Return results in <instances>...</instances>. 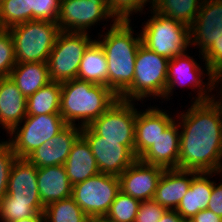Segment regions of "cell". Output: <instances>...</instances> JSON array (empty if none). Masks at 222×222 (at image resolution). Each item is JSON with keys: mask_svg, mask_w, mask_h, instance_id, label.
<instances>
[{"mask_svg": "<svg viewBox=\"0 0 222 222\" xmlns=\"http://www.w3.org/2000/svg\"><path fill=\"white\" fill-rule=\"evenodd\" d=\"M180 130L178 169L222 174V104L214 98L176 113Z\"/></svg>", "mask_w": 222, "mask_h": 222, "instance_id": "6da1fadb", "label": "cell"}, {"mask_svg": "<svg viewBox=\"0 0 222 222\" xmlns=\"http://www.w3.org/2000/svg\"><path fill=\"white\" fill-rule=\"evenodd\" d=\"M131 22L118 20L110 24V29L98 33L96 40L107 58L108 87L118 97L132 85L137 51L142 44L141 33L134 35Z\"/></svg>", "mask_w": 222, "mask_h": 222, "instance_id": "7a4b0ae2", "label": "cell"}, {"mask_svg": "<svg viewBox=\"0 0 222 222\" xmlns=\"http://www.w3.org/2000/svg\"><path fill=\"white\" fill-rule=\"evenodd\" d=\"M118 99L106 85L75 78L61 83L60 115L68 125L89 126Z\"/></svg>", "mask_w": 222, "mask_h": 222, "instance_id": "3957f363", "label": "cell"}, {"mask_svg": "<svg viewBox=\"0 0 222 222\" xmlns=\"http://www.w3.org/2000/svg\"><path fill=\"white\" fill-rule=\"evenodd\" d=\"M169 59L139 46L132 85L119 97L125 101H144L147 97L163 99L167 84ZM159 97V98H157Z\"/></svg>", "mask_w": 222, "mask_h": 222, "instance_id": "277c9868", "label": "cell"}, {"mask_svg": "<svg viewBox=\"0 0 222 222\" xmlns=\"http://www.w3.org/2000/svg\"><path fill=\"white\" fill-rule=\"evenodd\" d=\"M153 14L142 22V44L149 50L168 59L182 55L191 46L190 27L164 16L153 9ZM145 24V25H143Z\"/></svg>", "mask_w": 222, "mask_h": 222, "instance_id": "5b68a950", "label": "cell"}, {"mask_svg": "<svg viewBox=\"0 0 222 222\" xmlns=\"http://www.w3.org/2000/svg\"><path fill=\"white\" fill-rule=\"evenodd\" d=\"M14 41L16 64L47 62L57 35V22L31 20L8 29Z\"/></svg>", "mask_w": 222, "mask_h": 222, "instance_id": "8992f818", "label": "cell"}, {"mask_svg": "<svg viewBox=\"0 0 222 222\" xmlns=\"http://www.w3.org/2000/svg\"><path fill=\"white\" fill-rule=\"evenodd\" d=\"M187 53L188 52H185L182 55L175 56L173 59H169L167 84L165 87V95L163 100H170L175 87L178 86H186V88L187 86H191V89L192 87L193 89H197L195 92V94L197 93V97H192L191 100H194L193 103L214 99L216 96L215 94L212 95L211 92L215 91L214 88H216L215 78L210 72L207 63H203L205 64V68H202V66L200 67V65L196 62L197 60L193 59V56L190 57ZM205 74L207 75L206 77L209 76L208 79H206L207 82H203Z\"/></svg>", "mask_w": 222, "mask_h": 222, "instance_id": "52a82bcc", "label": "cell"}, {"mask_svg": "<svg viewBox=\"0 0 222 222\" xmlns=\"http://www.w3.org/2000/svg\"><path fill=\"white\" fill-rule=\"evenodd\" d=\"M66 125L60 114L26 115L20 124L8 133L11 138L5 141L11 146L17 158H26Z\"/></svg>", "mask_w": 222, "mask_h": 222, "instance_id": "ba28073f", "label": "cell"}, {"mask_svg": "<svg viewBox=\"0 0 222 222\" xmlns=\"http://www.w3.org/2000/svg\"><path fill=\"white\" fill-rule=\"evenodd\" d=\"M93 41L88 33L60 31L47 61L50 80L62 83L77 78L83 54Z\"/></svg>", "mask_w": 222, "mask_h": 222, "instance_id": "9c48e42d", "label": "cell"}, {"mask_svg": "<svg viewBox=\"0 0 222 222\" xmlns=\"http://www.w3.org/2000/svg\"><path fill=\"white\" fill-rule=\"evenodd\" d=\"M120 191L118 176L99 173L73 185L72 197L90 218H103Z\"/></svg>", "mask_w": 222, "mask_h": 222, "instance_id": "30bf717a", "label": "cell"}, {"mask_svg": "<svg viewBox=\"0 0 222 222\" xmlns=\"http://www.w3.org/2000/svg\"><path fill=\"white\" fill-rule=\"evenodd\" d=\"M135 101L118 99L89 127L102 140L120 141L135 155Z\"/></svg>", "mask_w": 222, "mask_h": 222, "instance_id": "8fae6325", "label": "cell"}, {"mask_svg": "<svg viewBox=\"0 0 222 222\" xmlns=\"http://www.w3.org/2000/svg\"><path fill=\"white\" fill-rule=\"evenodd\" d=\"M111 19L118 21L102 0H61L57 23L60 31L89 33L92 26Z\"/></svg>", "mask_w": 222, "mask_h": 222, "instance_id": "7c38bea8", "label": "cell"}, {"mask_svg": "<svg viewBox=\"0 0 222 222\" xmlns=\"http://www.w3.org/2000/svg\"><path fill=\"white\" fill-rule=\"evenodd\" d=\"M100 173L120 176L137 158L120 141L102 140L89 126L82 127Z\"/></svg>", "mask_w": 222, "mask_h": 222, "instance_id": "4fadbf2b", "label": "cell"}, {"mask_svg": "<svg viewBox=\"0 0 222 222\" xmlns=\"http://www.w3.org/2000/svg\"><path fill=\"white\" fill-rule=\"evenodd\" d=\"M190 36L191 47L197 46L199 57L204 60L202 54L222 36V0H203L190 27Z\"/></svg>", "mask_w": 222, "mask_h": 222, "instance_id": "5bb4252c", "label": "cell"}, {"mask_svg": "<svg viewBox=\"0 0 222 222\" xmlns=\"http://www.w3.org/2000/svg\"><path fill=\"white\" fill-rule=\"evenodd\" d=\"M164 168L136 159L120 176V190L141 201L153 200Z\"/></svg>", "mask_w": 222, "mask_h": 222, "instance_id": "9a60e30c", "label": "cell"}, {"mask_svg": "<svg viewBox=\"0 0 222 222\" xmlns=\"http://www.w3.org/2000/svg\"><path fill=\"white\" fill-rule=\"evenodd\" d=\"M82 135V127L66 125L52 139L36 148L26 159L37 168L64 165L76 140Z\"/></svg>", "mask_w": 222, "mask_h": 222, "instance_id": "2e32d148", "label": "cell"}, {"mask_svg": "<svg viewBox=\"0 0 222 222\" xmlns=\"http://www.w3.org/2000/svg\"><path fill=\"white\" fill-rule=\"evenodd\" d=\"M173 116V117H172ZM177 120L175 114L158 106L138 110L135 121V157L138 159L165 130Z\"/></svg>", "mask_w": 222, "mask_h": 222, "instance_id": "e0dca14e", "label": "cell"}, {"mask_svg": "<svg viewBox=\"0 0 222 222\" xmlns=\"http://www.w3.org/2000/svg\"><path fill=\"white\" fill-rule=\"evenodd\" d=\"M6 195L12 202L42 205L38 191L37 167L26 158H17L14 161Z\"/></svg>", "mask_w": 222, "mask_h": 222, "instance_id": "ac0fdd59", "label": "cell"}, {"mask_svg": "<svg viewBox=\"0 0 222 222\" xmlns=\"http://www.w3.org/2000/svg\"><path fill=\"white\" fill-rule=\"evenodd\" d=\"M197 173L193 170L165 169L158 181L153 200L167 210H176Z\"/></svg>", "mask_w": 222, "mask_h": 222, "instance_id": "d6986e66", "label": "cell"}, {"mask_svg": "<svg viewBox=\"0 0 222 222\" xmlns=\"http://www.w3.org/2000/svg\"><path fill=\"white\" fill-rule=\"evenodd\" d=\"M180 129L175 120L138 159L164 169H178Z\"/></svg>", "mask_w": 222, "mask_h": 222, "instance_id": "ffe728a7", "label": "cell"}, {"mask_svg": "<svg viewBox=\"0 0 222 222\" xmlns=\"http://www.w3.org/2000/svg\"><path fill=\"white\" fill-rule=\"evenodd\" d=\"M27 115V97L10 77L0 78V125L8 134Z\"/></svg>", "mask_w": 222, "mask_h": 222, "instance_id": "44dd1931", "label": "cell"}, {"mask_svg": "<svg viewBox=\"0 0 222 222\" xmlns=\"http://www.w3.org/2000/svg\"><path fill=\"white\" fill-rule=\"evenodd\" d=\"M37 183L44 207L72 196L73 185L70 183L64 165L37 168Z\"/></svg>", "mask_w": 222, "mask_h": 222, "instance_id": "7402d4cb", "label": "cell"}, {"mask_svg": "<svg viewBox=\"0 0 222 222\" xmlns=\"http://www.w3.org/2000/svg\"><path fill=\"white\" fill-rule=\"evenodd\" d=\"M221 172H198L193 178L190 188L176 208L177 213L186 221H190L199 211L207 209L213 190V178ZM214 174V175H213Z\"/></svg>", "mask_w": 222, "mask_h": 222, "instance_id": "603a6c76", "label": "cell"}, {"mask_svg": "<svg viewBox=\"0 0 222 222\" xmlns=\"http://www.w3.org/2000/svg\"><path fill=\"white\" fill-rule=\"evenodd\" d=\"M64 167L72 185L100 173L91 147L82 135L73 144Z\"/></svg>", "mask_w": 222, "mask_h": 222, "instance_id": "cb8c5ba5", "label": "cell"}, {"mask_svg": "<svg viewBox=\"0 0 222 222\" xmlns=\"http://www.w3.org/2000/svg\"><path fill=\"white\" fill-rule=\"evenodd\" d=\"M9 77L25 97L51 82L47 62L16 64Z\"/></svg>", "mask_w": 222, "mask_h": 222, "instance_id": "d4e9b609", "label": "cell"}, {"mask_svg": "<svg viewBox=\"0 0 222 222\" xmlns=\"http://www.w3.org/2000/svg\"><path fill=\"white\" fill-rule=\"evenodd\" d=\"M77 78L108 87V64L102 46L94 39L83 54Z\"/></svg>", "mask_w": 222, "mask_h": 222, "instance_id": "484cf974", "label": "cell"}, {"mask_svg": "<svg viewBox=\"0 0 222 222\" xmlns=\"http://www.w3.org/2000/svg\"><path fill=\"white\" fill-rule=\"evenodd\" d=\"M61 83L51 81L27 97V115L60 114Z\"/></svg>", "mask_w": 222, "mask_h": 222, "instance_id": "4316f807", "label": "cell"}, {"mask_svg": "<svg viewBox=\"0 0 222 222\" xmlns=\"http://www.w3.org/2000/svg\"><path fill=\"white\" fill-rule=\"evenodd\" d=\"M203 0H154L153 10L191 27Z\"/></svg>", "mask_w": 222, "mask_h": 222, "instance_id": "83f0119b", "label": "cell"}, {"mask_svg": "<svg viewBox=\"0 0 222 222\" xmlns=\"http://www.w3.org/2000/svg\"><path fill=\"white\" fill-rule=\"evenodd\" d=\"M43 213L44 222H91L72 196L48 204Z\"/></svg>", "mask_w": 222, "mask_h": 222, "instance_id": "f1b7e54d", "label": "cell"}, {"mask_svg": "<svg viewBox=\"0 0 222 222\" xmlns=\"http://www.w3.org/2000/svg\"><path fill=\"white\" fill-rule=\"evenodd\" d=\"M140 201L121 190L117 193L105 218L111 222H134Z\"/></svg>", "mask_w": 222, "mask_h": 222, "instance_id": "f546056e", "label": "cell"}, {"mask_svg": "<svg viewBox=\"0 0 222 222\" xmlns=\"http://www.w3.org/2000/svg\"><path fill=\"white\" fill-rule=\"evenodd\" d=\"M27 21V0H0V29H9Z\"/></svg>", "mask_w": 222, "mask_h": 222, "instance_id": "4dcf8cb0", "label": "cell"}, {"mask_svg": "<svg viewBox=\"0 0 222 222\" xmlns=\"http://www.w3.org/2000/svg\"><path fill=\"white\" fill-rule=\"evenodd\" d=\"M43 205H29V203L12 202L11 199L5 195L0 201V221L11 222L35 216L38 213H43Z\"/></svg>", "mask_w": 222, "mask_h": 222, "instance_id": "1f68e13d", "label": "cell"}, {"mask_svg": "<svg viewBox=\"0 0 222 222\" xmlns=\"http://www.w3.org/2000/svg\"><path fill=\"white\" fill-rule=\"evenodd\" d=\"M28 21H58L61 0H27Z\"/></svg>", "mask_w": 222, "mask_h": 222, "instance_id": "d6a6232c", "label": "cell"}, {"mask_svg": "<svg viewBox=\"0 0 222 222\" xmlns=\"http://www.w3.org/2000/svg\"><path fill=\"white\" fill-rule=\"evenodd\" d=\"M146 4L151 6L149 9H152L154 0H110L108 8L117 20L130 21L131 16L138 14V11L143 13Z\"/></svg>", "mask_w": 222, "mask_h": 222, "instance_id": "836d02e7", "label": "cell"}, {"mask_svg": "<svg viewBox=\"0 0 222 222\" xmlns=\"http://www.w3.org/2000/svg\"><path fill=\"white\" fill-rule=\"evenodd\" d=\"M16 65L14 41L8 29H0V78L9 77Z\"/></svg>", "mask_w": 222, "mask_h": 222, "instance_id": "e575fe53", "label": "cell"}, {"mask_svg": "<svg viewBox=\"0 0 222 222\" xmlns=\"http://www.w3.org/2000/svg\"><path fill=\"white\" fill-rule=\"evenodd\" d=\"M4 140H0V201L7 194L10 171L17 159L11 146Z\"/></svg>", "mask_w": 222, "mask_h": 222, "instance_id": "d590c367", "label": "cell"}, {"mask_svg": "<svg viewBox=\"0 0 222 222\" xmlns=\"http://www.w3.org/2000/svg\"><path fill=\"white\" fill-rule=\"evenodd\" d=\"M166 211L154 200L141 201L134 222H159Z\"/></svg>", "mask_w": 222, "mask_h": 222, "instance_id": "8d00e7d4", "label": "cell"}, {"mask_svg": "<svg viewBox=\"0 0 222 222\" xmlns=\"http://www.w3.org/2000/svg\"><path fill=\"white\" fill-rule=\"evenodd\" d=\"M202 55L203 62L207 63L210 72L216 78L222 73V36L215 40Z\"/></svg>", "mask_w": 222, "mask_h": 222, "instance_id": "74e56055", "label": "cell"}, {"mask_svg": "<svg viewBox=\"0 0 222 222\" xmlns=\"http://www.w3.org/2000/svg\"><path fill=\"white\" fill-rule=\"evenodd\" d=\"M207 209L222 218V182L217 184L213 181V190Z\"/></svg>", "mask_w": 222, "mask_h": 222, "instance_id": "f35d334b", "label": "cell"}, {"mask_svg": "<svg viewBox=\"0 0 222 222\" xmlns=\"http://www.w3.org/2000/svg\"><path fill=\"white\" fill-rule=\"evenodd\" d=\"M188 222H222V218L214 214L209 209L199 211L190 221Z\"/></svg>", "mask_w": 222, "mask_h": 222, "instance_id": "ab89813d", "label": "cell"}, {"mask_svg": "<svg viewBox=\"0 0 222 222\" xmlns=\"http://www.w3.org/2000/svg\"><path fill=\"white\" fill-rule=\"evenodd\" d=\"M159 222H188L184 220L176 210H167Z\"/></svg>", "mask_w": 222, "mask_h": 222, "instance_id": "60d3db41", "label": "cell"}, {"mask_svg": "<svg viewBox=\"0 0 222 222\" xmlns=\"http://www.w3.org/2000/svg\"><path fill=\"white\" fill-rule=\"evenodd\" d=\"M11 222H44V213H38L35 216H31L20 220H14Z\"/></svg>", "mask_w": 222, "mask_h": 222, "instance_id": "b9f144b4", "label": "cell"}, {"mask_svg": "<svg viewBox=\"0 0 222 222\" xmlns=\"http://www.w3.org/2000/svg\"><path fill=\"white\" fill-rule=\"evenodd\" d=\"M215 84L217 85L216 87H217V89H218V86H219V84H221L220 85V87H219V89H218V94L219 95H221V97L218 95V94H216L217 96L215 97V98H217V100H219V102L222 104V73L221 74H219L216 78H215ZM219 98V99H218Z\"/></svg>", "mask_w": 222, "mask_h": 222, "instance_id": "7bdbcfd3", "label": "cell"}, {"mask_svg": "<svg viewBox=\"0 0 222 222\" xmlns=\"http://www.w3.org/2000/svg\"><path fill=\"white\" fill-rule=\"evenodd\" d=\"M91 222H111L109 220H107L105 217L103 218H94V219H91Z\"/></svg>", "mask_w": 222, "mask_h": 222, "instance_id": "ee69618b", "label": "cell"}, {"mask_svg": "<svg viewBox=\"0 0 222 222\" xmlns=\"http://www.w3.org/2000/svg\"><path fill=\"white\" fill-rule=\"evenodd\" d=\"M104 1L108 6L110 5V0H102Z\"/></svg>", "mask_w": 222, "mask_h": 222, "instance_id": "f6af8a7d", "label": "cell"}]
</instances>
